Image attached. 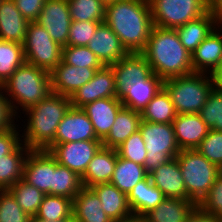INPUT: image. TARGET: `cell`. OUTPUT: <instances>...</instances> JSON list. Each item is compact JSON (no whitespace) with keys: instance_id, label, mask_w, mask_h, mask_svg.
<instances>
[{"instance_id":"6f0895ef","label":"cell","mask_w":222,"mask_h":222,"mask_svg":"<svg viewBox=\"0 0 222 222\" xmlns=\"http://www.w3.org/2000/svg\"><path fill=\"white\" fill-rule=\"evenodd\" d=\"M68 222H79V221L75 220V219L72 217Z\"/></svg>"},{"instance_id":"11a10c76","label":"cell","mask_w":222,"mask_h":222,"mask_svg":"<svg viewBox=\"0 0 222 222\" xmlns=\"http://www.w3.org/2000/svg\"><path fill=\"white\" fill-rule=\"evenodd\" d=\"M218 177L222 179V163L218 166Z\"/></svg>"},{"instance_id":"ab89813d","label":"cell","mask_w":222,"mask_h":222,"mask_svg":"<svg viewBox=\"0 0 222 222\" xmlns=\"http://www.w3.org/2000/svg\"><path fill=\"white\" fill-rule=\"evenodd\" d=\"M61 61L75 67L102 68L104 66L87 46L62 47Z\"/></svg>"},{"instance_id":"f1b7e54d","label":"cell","mask_w":222,"mask_h":222,"mask_svg":"<svg viewBox=\"0 0 222 222\" xmlns=\"http://www.w3.org/2000/svg\"><path fill=\"white\" fill-rule=\"evenodd\" d=\"M101 201L102 209L113 220H120L132 215L127 195L112 183H100L90 187Z\"/></svg>"},{"instance_id":"f5cc1de1","label":"cell","mask_w":222,"mask_h":222,"mask_svg":"<svg viewBox=\"0 0 222 222\" xmlns=\"http://www.w3.org/2000/svg\"><path fill=\"white\" fill-rule=\"evenodd\" d=\"M113 222H145V221L142 216L132 214L129 217H126L120 220H115Z\"/></svg>"},{"instance_id":"d6a6232c","label":"cell","mask_w":222,"mask_h":222,"mask_svg":"<svg viewBox=\"0 0 222 222\" xmlns=\"http://www.w3.org/2000/svg\"><path fill=\"white\" fill-rule=\"evenodd\" d=\"M177 113L167 91L162 88L141 112V118L147 122L172 124Z\"/></svg>"},{"instance_id":"7dc6e473","label":"cell","mask_w":222,"mask_h":222,"mask_svg":"<svg viewBox=\"0 0 222 222\" xmlns=\"http://www.w3.org/2000/svg\"><path fill=\"white\" fill-rule=\"evenodd\" d=\"M17 9L29 22L37 20L46 0H13Z\"/></svg>"},{"instance_id":"30bf717a","label":"cell","mask_w":222,"mask_h":222,"mask_svg":"<svg viewBox=\"0 0 222 222\" xmlns=\"http://www.w3.org/2000/svg\"><path fill=\"white\" fill-rule=\"evenodd\" d=\"M102 147V140H87L54 144L47 151L56 161L82 177L97 151Z\"/></svg>"},{"instance_id":"681fc988","label":"cell","mask_w":222,"mask_h":222,"mask_svg":"<svg viewBox=\"0 0 222 222\" xmlns=\"http://www.w3.org/2000/svg\"><path fill=\"white\" fill-rule=\"evenodd\" d=\"M188 222H222V220L215 215L203 212L199 207L192 213Z\"/></svg>"},{"instance_id":"603a6c76","label":"cell","mask_w":222,"mask_h":222,"mask_svg":"<svg viewBox=\"0 0 222 222\" xmlns=\"http://www.w3.org/2000/svg\"><path fill=\"white\" fill-rule=\"evenodd\" d=\"M117 150L101 147L89 162L81 177L83 187L90 188L100 183H109L115 170Z\"/></svg>"},{"instance_id":"7c38bea8","label":"cell","mask_w":222,"mask_h":222,"mask_svg":"<svg viewBox=\"0 0 222 222\" xmlns=\"http://www.w3.org/2000/svg\"><path fill=\"white\" fill-rule=\"evenodd\" d=\"M35 22L48 31L54 42L67 46L72 22L67 0H46Z\"/></svg>"},{"instance_id":"9c48e42d","label":"cell","mask_w":222,"mask_h":222,"mask_svg":"<svg viewBox=\"0 0 222 222\" xmlns=\"http://www.w3.org/2000/svg\"><path fill=\"white\" fill-rule=\"evenodd\" d=\"M26 63L51 72L61 62L62 46L54 42L46 29L30 22L23 43Z\"/></svg>"},{"instance_id":"d4e9b609","label":"cell","mask_w":222,"mask_h":222,"mask_svg":"<svg viewBox=\"0 0 222 222\" xmlns=\"http://www.w3.org/2000/svg\"><path fill=\"white\" fill-rule=\"evenodd\" d=\"M220 27L222 28V26L218 25V29H214L192 53V68L194 72L207 74V71H209V73H212L219 64L222 58V34H220Z\"/></svg>"},{"instance_id":"ffe728a7","label":"cell","mask_w":222,"mask_h":222,"mask_svg":"<svg viewBox=\"0 0 222 222\" xmlns=\"http://www.w3.org/2000/svg\"><path fill=\"white\" fill-rule=\"evenodd\" d=\"M119 97L104 98L88 103L82 107L100 140H103L110 132L117 113L123 108Z\"/></svg>"},{"instance_id":"277c9868","label":"cell","mask_w":222,"mask_h":222,"mask_svg":"<svg viewBox=\"0 0 222 222\" xmlns=\"http://www.w3.org/2000/svg\"><path fill=\"white\" fill-rule=\"evenodd\" d=\"M2 89L11 97L9 99L6 96L11 111L16 116L18 108L12 100L26 111L52 92L50 72L25 62L5 81Z\"/></svg>"},{"instance_id":"ba28073f","label":"cell","mask_w":222,"mask_h":222,"mask_svg":"<svg viewBox=\"0 0 222 222\" xmlns=\"http://www.w3.org/2000/svg\"><path fill=\"white\" fill-rule=\"evenodd\" d=\"M153 25L175 29L208 12L207 0H149Z\"/></svg>"},{"instance_id":"e0dca14e","label":"cell","mask_w":222,"mask_h":222,"mask_svg":"<svg viewBox=\"0 0 222 222\" xmlns=\"http://www.w3.org/2000/svg\"><path fill=\"white\" fill-rule=\"evenodd\" d=\"M172 124L180 150L196 149L210 130L199 113L177 114Z\"/></svg>"},{"instance_id":"f546056e","label":"cell","mask_w":222,"mask_h":222,"mask_svg":"<svg viewBox=\"0 0 222 222\" xmlns=\"http://www.w3.org/2000/svg\"><path fill=\"white\" fill-rule=\"evenodd\" d=\"M141 113L123 107L116 116L110 132L102 140V146L116 149L129 136L139 131Z\"/></svg>"},{"instance_id":"9f6ffc18","label":"cell","mask_w":222,"mask_h":222,"mask_svg":"<svg viewBox=\"0 0 222 222\" xmlns=\"http://www.w3.org/2000/svg\"><path fill=\"white\" fill-rule=\"evenodd\" d=\"M105 5L112 3V2H116L118 0H101Z\"/></svg>"},{"instance_id":"9a60e30c","label":"cell","mask_w":222,"mask_h":222,"mask_svg":"<svg viewBox=\"0 0 222 222\" xmlns=\"http://www.w3.org/2000/svg\"><path fill=\"white\" fill-rule=\"evenodd\" d=\"M101 68L75 67L62 61L50 72L52 92L71 97Z\"/></svg>"},{"instance_id":"f907efd6","label":"cell","mask_w":222,"mask_h":222,"mask_svg":"<svg viewBox=\"0 0 222 222\" xmlns=\"http://www.w3.org/2000/svg\"><path fill=\"white\" fill-rule=\"evenodd\" d=\"M207 9L218 20L222 19V0H207Z\"/></svg>"},{"instance_id":"816d5d0a","label":"cell","mask_w":222,"mask_h":222,"mask_svg":"<svg viewBox=\"0 0 222 222\" xmlns=\"http://www.w3.org/2000/svg\"><path fill=\"white\" fill-rule=\"evenodd\" d=\"M209 75L213 79L215 88L222 90V58L215 70Z\"/></svg>"},{"instance_id":"44dd1931","label":"cell","mask_w":222,"mask_h":222,"mask_svg":"<svg viewBox=\"0 0 222 222\" xmlns=\"http://www.w3.org/2000/svg\"><path fill=\"white\" fill-rule=\"evenodd\" d=\"M151 183L159 188L166 198L189 199L180 165L176 158L160 165L148 174Z\"/></svg>"},{"instance_id":"ac0fdd59","label":"cell","mask_w":222,"mask_h":222,"mask_svg":"<svg viewBox=\"0 0 222 222\" xmlns=\"http://www.w3.org/2000/svg\"><path fill=\"white\" fill-rule=\"evenodd\" d=\"M115 75L116 92L119 94L125 86L137 84L143 78H149L153 72L141 53H128L115 64L110 65Z\"/></svg>"},{"instance_id":"7402d4cb","label":"cell","mask_w":222,"mask_h":222,"mask_svg":"<svg viewBox=\"0 0 222 222\" xmlns=\"http://www.w3.org/2000/svg\"><path fill=\"white\" fill-rule=\"evenodd\" d=\"M197 207L190 199L165 198L143 218L145 222H188Z\"/></svg>"},{"instance_id":"484cf974","label":"cell","mask_w":222,"mask_h":222,"mask_svg":"<svg viewBox=\"0 0 222 222\" xmlns=\"http://www.w3.org/2000/svg\"><path fill=\"white\" fill-rule=\"evenodd\" d=\"M216 24L218 26L219 20L208 11L205 15L189 21L175 30L184 48L192 54L202 41L216 29Z\"/></svg>"},{"instance_id":"f35d334b","label":"cell","mask_w":222,"mask_h":222,"mask_svg":"<svg viewBox=\"0 0 222 222\" xmlns=\"http://www.w3.org/2000/svg\"><path fill=\"white\" fill-rule=\"evenodd\" d=\"M199 115L210 129L222 132V90L212 89Z\"/></svg>"},{"instance_id":"52a82bcc","label":"cell","mask_w":222,"mask_h":222,"mask_svg":"<svg viewBox=\"0 0 222 222\" xmlns=\"http://www.w3.org/2000/svg\"><path fill=\"white\" fill-rule=\"evenodd\" d=\"M139 131L147 150L144 168L149 174L160 165L176 158L180 153L173 124L153 123L142 120Z\"/></svg>"},{"instance_id":"db71d44e","label":"cell","mask_w":222,"mask_h":222,"mask_svg":"<svg viewBox=\"0 0 222 222\" xmlns=\"http://www.w3.org/2000/svg\"><path fill=\"white\" fill-rule=\"evenodd\" d=\"M69 220H55V221H49V220H43L40 218H37L35 216L31 217L30 222H68Z\"/></svg>"},{"instance_id":"c3c4849f","label":"cell","mask_w":222,"mask_h":222,"mask_svg":"<svg viewBox=\"0 0 222 222\" xmlns=\"http://www.w3.org/2000/svg\"><path fill=\"white\" fill-rule=\"evenodd\" d=\"M2 90V85H0V132L12 127L14 125L12 118H15L6 96L4 97V94H2L4 93Z\"/></svg>"},{"instance_id":"4316f807","label":"cell","mask_w":222,"mask_h":222,"mask_svg":"<svg viewBox=\"0 0 222 222\" xmlns=\"http://www.w3.org/2000/svg\"><path fill=\"white\" fill-rule=\"evenodd\" d=\"M101 207L96 193L83 187L73 198L72 217L79 222H113Z\"/></svg>"},{"instance_id":"d590c367","label":"cell","mask_w":222,"mask_h":222,"mask_svg":"<svg viewBox=\"0 0 222 222\" xmlns=\"http://www.w3.org/2000/svg\"><path fill=\"white\" fill-rule=\"evenodd\" d=\"M82 188L81 177L57 162V167L53 171V195L64 196L73 200Z\"/></svg>"},{"instance_id":"7bdbcfd3","label":"cell","mask_w":222,"mask_h":222,"mask_svg":"<svg viewBox=\"0 0 222 222\" xmlns=\"http://www.w3.org/2000/svg\"><path fill=\"white\" fill-rule=\"evenodd\" d=\"M196 150L209 162L219 166L222 163V132L210 129Z\"/></svg>"},{"instance_id":"4fadbf2b","label":"cell","mask_w":222,"mask_h":222,"mask_svg":"<svg viewBox=\"0 0 222 222\" xmlns=\"http://www.w3.org/2000/svg\"><path fill=\"white\" fill-rule=\"evenodd\" d=\"M115 75L111 66H103L94 77L79 88L71 97V106L82 108L88 103L104 98H116Z\"/></svg>"},{"instance_id":"cb8c5ba5","label":"cell","mask_w":222,"mask_h":222,"mask_svg":"<svg viewBox=\"0 0 222 222\" xmlns=\"http://www.w3.org/2000/svg\"><path fill=\"white\" fill-rule=\"evenodd\" d=\"M30 22L17 9L13 0L0 1V39L24 43Z\"/></svg>"},{"instance_id":"bcb514c9","label":"cell","mask_w":222,"mask_h":222,"mask_svg":"<svg viewBox=\"0 0 222 222\" xmlns=\"http://www.w3.org/2000/svg\"><path fill=\"white\" fill-rule=\"evenodd\" d=\"M18 135V131H16L14 125L9 129L0 132V159L5 155L13 153L20 145H22V140Z\"/></svg>"},{"instance_id":"1f68e13d","label":"cell","mask_w":222,"mask_h":222,"mask_svg":"<svg viewBox=\"0 0 222 222\" xmlns=\"http://www.w3.org/2000/svg\"><path fill=\"white\" fill-rule=\"evenodd\" d=\"M30 149L20 145L13 153L0 159V190H9L23 177L24 163ZM25 154V155H24Z\"/></svg>"},{"instance_id":"83f0119b","label":"cell","mask_w":222,"mask_h":222,"mask_svg":"<svg viewBox=\"0 0 222 222\" xmlns=\"http://www.w3.org/2000/svg\"><path fill=\"white\" fill-rule=\"evenodd\" d=\"M165 198L164 193L151 183L149 176L138 182L127 195L132 214L142 217Z\"/></svg>"},{"instance_id":"5bb4252c","label":"cell","mask_w":222,"mask_h":222,"mask_svg":"<svg viewBox=\"0 0 222 222\" xmlns=\"http://www.w3.org/2000/svg\"><path fill=\"white\" fill-rule=\"evenodd\" d=\"M87 140H100L93 128V124L82 108L70 107L59 123L54 144Z\"/></svg>"},{"instance_id":"3957f363","label":"cell","mask_w":222,"mask_h":222,"mask_svg":"<svg viewBox=\"0 0 222 222\" xmlns=\"http://www.w3.org/2000/svg\"><path fill=\"white\" fill-rule=\"evenodd\" d=\"M71 107L68 96L51 92L36 105L28 108L26 132L22 141L30 150H48L54 145L57 127Z\"/></svg>"},{"instance_id":"74e56055","label":"cell","mask_w":222,"mask_h":222,"mask_svg":"<svg viewBox=\"0 0 222 222\" xmlns=\"http://www.w3.org/2000/svg\"><path fill=\"white\" fill-rule=\"evenodd\" d=\"M72 21L104 22L106 5L101 0H67Z\"/></svg>"},{"instance_id":"2e32d148","label":"cell","mask_w":222,"mask_h":222,"mask_svg":"<svg viewBox=\"0 0 222 222\" xmlns=\"http://www.w3.org/2000/svg\"><path fill=\"white\" fill-rule=\"evenodd\" d=\"M87 47L104 66L115 64L128 54L119 37L104 22L97 27Z\"/></svg>"},{"instance_id":"e575fe53","label":"cell","mask_w":222,"mask_h":222,"mask_svg":"<svg viewBox=\"0 0 222 222\" xmlns=\"http://www.w3.org/2000/svg\"><path fill=\"white\" fill-rule=\"evenodd\" d=\"M73 200L64 196L45 195L35 217L55 221L72 218Z\"/></svg>"},{"instance_id":"60d3db41","label":"cell","mask_w":222,"mask_h":222,"mask_svg":"<svg viewBox=\"0 0 222 222\" xmlns=\"http://www.w3.org/2000/svg\"><path fill=\"white\" fill-rule=\"evenodd\" d=\"M9 190H0V222H30Z\"/></svg>"},{"instance_id":"8fae6325","label":"cell","mask_w":222,"mask_h":222,"mask_svg":"<svg viewBox=\"0 0 222 222\" xmlns=\"http://www.w3.org/2000/svg\"><path fill=\"white\" fill-rule=\"evenodd\" d=\"M56 159L47 150H30L27 154L22 179L45 195H53V171Z\"/></svg>"},{"instance_id":"d6986e66","label":"cell","mask_w":222,"mask_h":222,"mask_svg":"<svg viewBox=\"0 0 222 222\" xmlns=\"http://www.w3.org/2000/svg\"><path fill=\"white\" fill-rule=\"evenodd\" d=\"M164 80L156 74L143 78L137 84H130L118 94L123 106L141 113L152 98L163 88Z\"/></svg>"},{"instance_id":"8d00e7d4","label":"cell","mask_w":222,"mask_h":222,"mask_svg":"<svg viewBox=\"0 0 222 222\" xmlns=\"http://www.w3.org/2000/svg\"><path fill=\"white\" fill-rule=\"evenodd\" d=\"M9 191L15 197L22 210L30 217L36 215L45 194L23 179L17 181Z\"/></svg>"},{"instance_id":"7a4b0ae2","label":"cell","mask_w":222,"mask_h":222,"mask_svg":"<svg viewBox=\"0 0 222 222\" xmlns=\"http://www.w3.org/2000/svg\"><path fill=\"white\" fill-rule=\"evenodd\" d=\"M141 54L152 72L163 80L194 72L192 54L184 48L175 29L153 25Z\"/></svg>"},{"instance_id":"6da1fadb","label":"cell","mask_w":222,"mask_h":222,"mask_svg":"<svg viewBox=\"0 0 222 222\" xmlns=\"http://www.w3.org/2000/svg\"><path fill=\"white\" fill-rule=\"evenodd\" d=\"M128 53H141L153 27L149 0H118L106 5L105 21Z\"/></svg>"},{"instance_id":"836d02e7","label":"cell","mask_w":222,"mask_h":222,"mask_svg":"<svg viewBox=\"0 0 222 222\" xmlns=\"http://www.w3.org/2000/svg\"><path fill=\"white\" fill-rule=\"evenodd\" d=\"M25 62L22 44L0 39V85Z\"/></svg>"},{"instance_id":"5b68a950","label":"cell","mask_w":222,"mask_h":222,"mask_svg":"<svg viewBox=\"0 0 222 222\" xmlns=\"http://www.w3.org/2000/svg\"><path fill=\"white\" fill-rule=\"evenodd\" d=\"M214 87L211 76L198 72L168 78L163 83L177 114L199 113Z\"/></svg>"},{"instance_id":"8992f818","label":"cell","mask_w":222,"mask_h":222,"mask_svg":"<svg viewBox=\"0 0 222 222\" xmlns=\"http://www.w3.org/2000/svg\"><path fill=\"white\" fill-rule=\"evenodd\" d=\"M176 159L180 165L187 196L199 205L218 177V166L209 162L196 149L181 150Z\"/></svg>"},{"instance_id":"ee69618b","label":"cell","mask_w":222,"mask_h":222,"mask_svg":"<svg viewBox=\"0 0 222 222\" xmlns=\"http://www.w3.org/2000/svg\"><path fill=\"white\" fill-rule=\"evenodd\" d=\"M101 23L103 22L72 21L69 28L67 46H87Z\"/></svg>"},{"instance_id":"f6af8a7d","label":"cell","mask_w":222,"mask_h":222,"mask_svg":"<svg viewBox=\"0 0 222 222\" xmlns=\"http://www.w3.org/2000/svg\"><path fill=\"white\" fill-rule=\"evenodd\" d=\"M198 207L203 212L215 215L222 220V179L220 177L216 178L209 193Z\"/></svg>"},{"instance_id":"4dcf8cb0","label":"cell","mask_w":222,"mask_h":222,"mask_svg":"<svg viewBox=\"0 0 222 222\" xmlns=\"http://www.w3.org/2000/svg\"><path fill=\"white\" fill-rule=\"evenodd\" d=\"M148 177L144 166L120 157L117 153V161L113 176L110 180L121 192L128 195L132 188L140 181Z\"/></svg>"},{"instance_id":"b9f144b4","label":"cell","mask_w":222,"mask_h":222,"mask_svg":"<svg viewBox=\"0 0 222 222\" xmlns=\"http://www.w3.org/2000/svg\"><path fill=\"white\" fill-rule=\"evenodd\" d=\"M116 150L120 157L144 166L147 150L140 131L129 136Z\"/></svg>"}]
</instances>
